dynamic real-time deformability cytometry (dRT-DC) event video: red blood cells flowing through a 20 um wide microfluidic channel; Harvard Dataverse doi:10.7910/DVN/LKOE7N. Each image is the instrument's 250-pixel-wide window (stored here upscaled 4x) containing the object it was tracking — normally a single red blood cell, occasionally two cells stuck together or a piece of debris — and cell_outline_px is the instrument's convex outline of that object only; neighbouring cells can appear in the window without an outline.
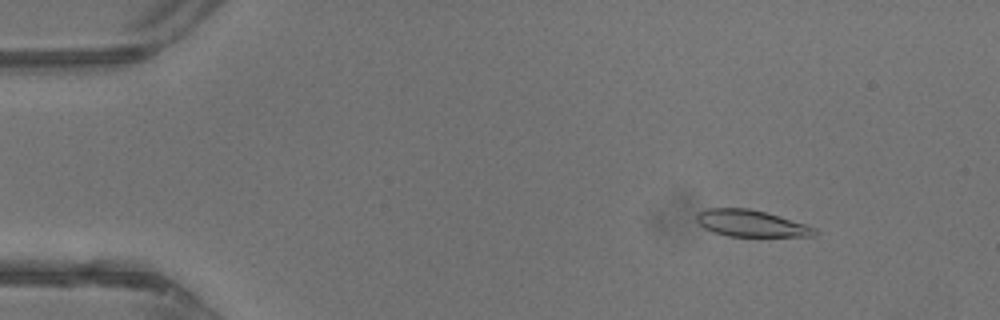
{"species": "common noctule bat (a hibernating species)", "species_latin": "Nyctalus noctula", "temperature_condition": "warm", "stored_images_in_passage": 44, "camera_frame_rate_fps": 3000, "um_per_image_px": 0.085, "animal": {"sex": "male", "body_mass_g": 13.3}, "frame": {"image": 1, "passage_image": 6, "time_ms": 1.667, "image_size_px": [1000, 320], "cell_outline_px": [[820, 232], [816, 236], [728, 236], [712, 232], [704, 228], [696, 220], [696, 212], [708, 208], [748, 208], [780, 216], [808, 224], [816, 228]], "centroid_in_image_um": [63.87, 18.99], "position_along_channel_um": 21.1, "area_um2": 18.55}}
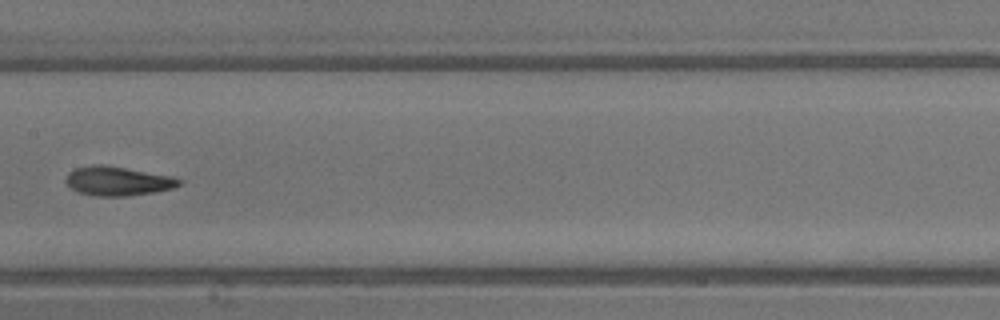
{"frame": {"image": 2, "passage_image": 23, "time_ms": 7.333, "image_size_px": [1000, 320], "cell_outline_px": [[180, 184], [172, 188], [152, 192], [124, 196], [92, 196], [80, 192], [72, 188], [64, 180], [68, 172], [76, 168], [92, 164], [104, 164], [172, 176], [180, 180]], "centroid_in_image_um": [9.96, 15.37], "position_along_channel_um": 197.4, "area_um2": 19.07}}
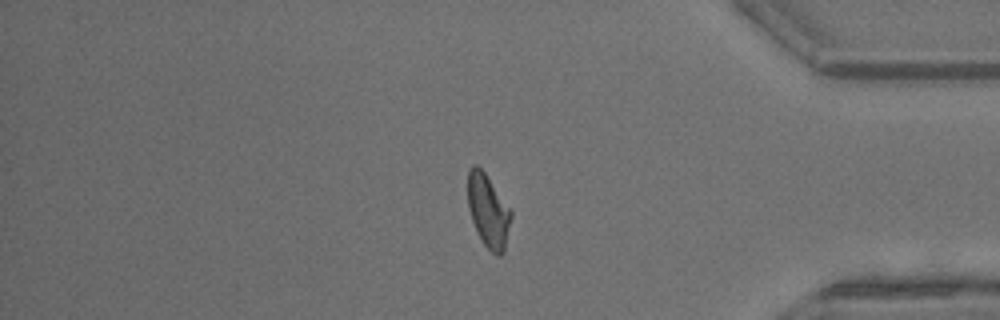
{"frame": {"image": 3, "passage_image": 37, "time_ms": 12.0, "image_size_px": [1000, 320], "cell_outline_px": [[512, 216], [504, 252], [500, 256], [496, 256], [480, 240], [472, 220], [468, 208], [468, 168], [472, 164], [476, 164], [484, 172], [512, 212]], "centroid_in_image_um": [41.49, 17.94], "position_along_channel_um": 393.7, "area_um2": 18.32}, "authors_computed_cell_mechanics": {"area_um2": 18.785, "velocity_mm_per_s": 4.785, "shape_relaxation_time_tau1_ms": 5.4, "shape_relaxation_time_tau2_ms": 2.1136, "deformation_change_tau1": 0.1685, "deformation_change_tau2": 0.09}}